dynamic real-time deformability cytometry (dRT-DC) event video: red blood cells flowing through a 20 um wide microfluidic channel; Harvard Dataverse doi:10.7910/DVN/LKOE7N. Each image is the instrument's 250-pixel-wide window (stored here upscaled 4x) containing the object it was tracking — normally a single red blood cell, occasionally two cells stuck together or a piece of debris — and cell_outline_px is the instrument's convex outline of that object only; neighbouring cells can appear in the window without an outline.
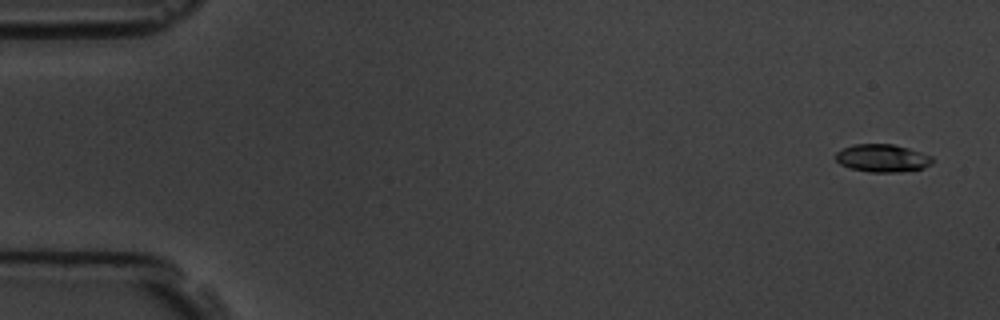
{"species": "common noctule bat (a hibernating species)", "species_latin": "Nyctalus noctula", "temperature_condition": "room temperature", "stored_images_in_passage": 6, "camera_frame_rate_fps": 3000, "um_per_image_px": 0.085, "animal": {"sex": "male", "body_mass_g": 19.5, "forearm_length_mm": 54.6}, "frame": {"image": 1, "passage_image": 1, "time_ms": 0.0, "image_size_px": [1000, 320], "cell_outline_px": [[932, 164], [924, 168], [900, 172], [868, 172], [848, 168], [840, 164], [836, 160], [836, 152], [844, 148], [856, 144], [892, 144], [908, 148], [932, 156]], "centroid_in_image_um": [75.0, 13.45], "position_along_channel_um": 10.0, "area_um2": 15.66}}